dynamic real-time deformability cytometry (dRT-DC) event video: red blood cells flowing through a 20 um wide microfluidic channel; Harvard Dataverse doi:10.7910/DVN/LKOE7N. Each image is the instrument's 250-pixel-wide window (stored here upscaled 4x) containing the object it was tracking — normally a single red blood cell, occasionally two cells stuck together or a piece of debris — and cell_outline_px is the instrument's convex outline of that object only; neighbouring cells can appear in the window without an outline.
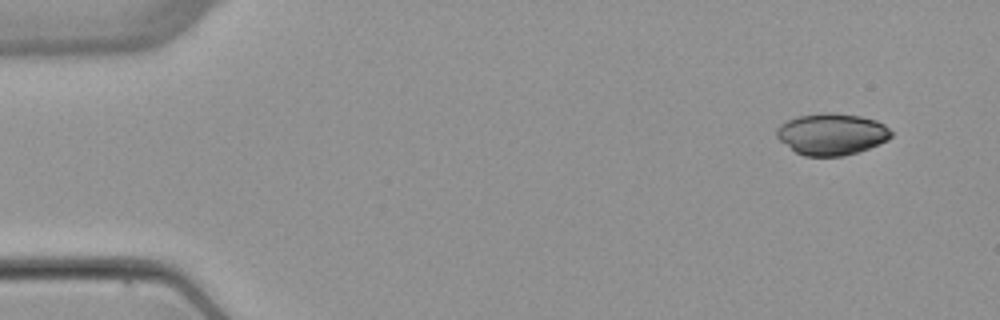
{"species": "common noctule bat (a hibernating species)", "species_latin": "Nyctalus noctula", "temperature_condition": "warm", "stored_images_in_passage": 5, "segment_of_instrument_passage": [1, 2], "camera_frame_rate_fps": 3000, "um_per_image_px": 0.085, "animal": {"sex": "female", "body_mass_g": 22.7, "forearm_length_mm": 54.2}, "frame": {"image": 1, "passage_image": 1, "time_ms": 0.0, "image_size_px": [1000, 320], "cell_outline_px": [[892, 136], [888, 140], [868, 148], [844, 156], [804, 156], [796, 152], [780, 140], [776, 136], [776, 128], [780, 124], [796, 116], [824, 112], [832, 112], [860, 116], [876, 120], [884, 124], [892, 132]], "centroid_in_image_um": [70.69, 11.39], "position_along_channel_um": 14.3, "area_um2": 27.8}}